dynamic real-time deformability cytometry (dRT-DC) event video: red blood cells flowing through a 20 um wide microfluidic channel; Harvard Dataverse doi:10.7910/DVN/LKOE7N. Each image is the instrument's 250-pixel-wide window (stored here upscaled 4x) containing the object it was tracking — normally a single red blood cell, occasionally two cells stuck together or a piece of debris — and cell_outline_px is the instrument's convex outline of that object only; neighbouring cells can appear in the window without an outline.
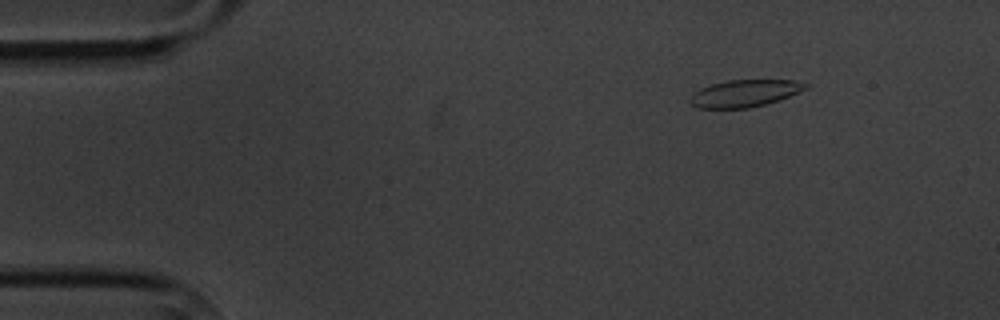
{"species": "common noctule bat (a hibernating species)", "species_latin": "Nyctalus noctula", "temperature_condition": "cold", "stored_images_in_passage": 5, "camera_frame_rate_fps": 3000, "um_per_image_px": 0.085, "animal": {"sex": "male", "body_mass_g": 20.1, "forearm_length_mm": 53.5}, "frame": {"image": 1, "passage_image": 1, "time_ms": 0.0, "image_size_px": [1000, 320], "cell_outline_px": [[808, 88], [780, 100], [748, 108], [700, 108], [692, 104], [688, 100], [692, 92], [700, 88], [712, 84], [728, 80], [796, 80], [808, 84]], "centroid_in_image_um": [63.29, 7.93], "position_along_channel_um": 21.7, "area_um2": 18.26}}
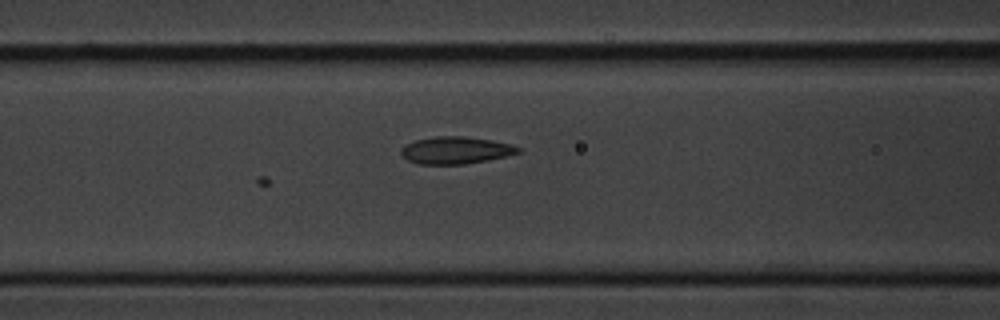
{"frame": {"image": 2, "passage_image": 5, "time_ms": 5.333, "image_size_px": [1000, 320], "cell_outline_px": [[520, 152], [488, 160], [464, 164], [416, 164], [408, 160], [400, 152], [400, 148], [404, 144], [416, 140], [436, 136], [464, 136], [492, 140], [512, 144], [520, 148]], "centroid_in_image_um": [38.7, 12.77], "position_along_channel_um": 127.9, "area_um2": 18.55}}